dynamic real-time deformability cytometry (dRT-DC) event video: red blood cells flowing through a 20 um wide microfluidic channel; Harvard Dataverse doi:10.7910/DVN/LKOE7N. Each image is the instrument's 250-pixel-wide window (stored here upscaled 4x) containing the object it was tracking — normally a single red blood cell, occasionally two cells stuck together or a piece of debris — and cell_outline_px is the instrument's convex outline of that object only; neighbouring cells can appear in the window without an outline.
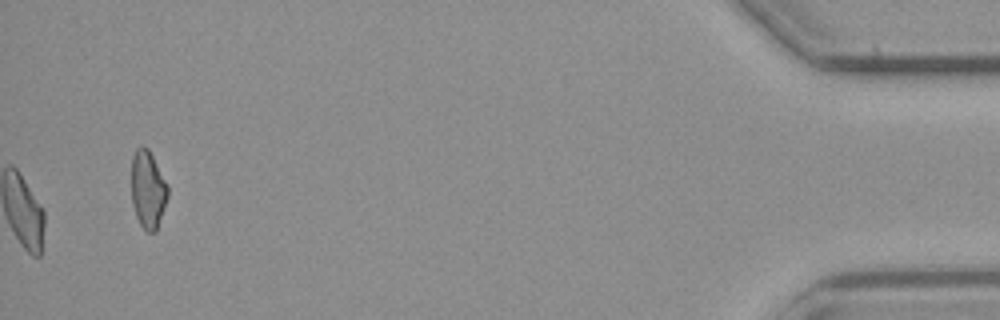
{"species": "common noctule bat (a hibernating species)", "species_latin": "Nyctalus noctula", "temperature_condition": "cold", "stored_images_in_passage": 53, "camera_frame_rate_fps": 3000, "um_per_image_px": 0.085, "animal": {"sex": "male", "body_mass_g": 23.1, "forearm_length_mm": 52.7}, "frame": {"image": 1, "passage_image": 53, "time_ms": 17.333, "image_size_px": [1000, 320], "cell_outline_px": [[168, 196], [156, 232], [148, 232], [140, 224], [136, 216], [132, 204], [132, 156], [136, 148], [148, 148], [168, 184]], "centroid_in_image_um": [12.58, 16.12], "position_along_channel_um": 422.6, "area_um2": 16.36}, "authors_computed_cell_mechanics": {"area_um2": 18.9006, "velocity_mm_per_s": 3.7227, "shape_relaxation_time_tau1_ms": null, "shape_relaxation_time_tau2_ms": 8.4295, "deformation_change_tau1": null, "deformation_change_tau2": 0.1462}}